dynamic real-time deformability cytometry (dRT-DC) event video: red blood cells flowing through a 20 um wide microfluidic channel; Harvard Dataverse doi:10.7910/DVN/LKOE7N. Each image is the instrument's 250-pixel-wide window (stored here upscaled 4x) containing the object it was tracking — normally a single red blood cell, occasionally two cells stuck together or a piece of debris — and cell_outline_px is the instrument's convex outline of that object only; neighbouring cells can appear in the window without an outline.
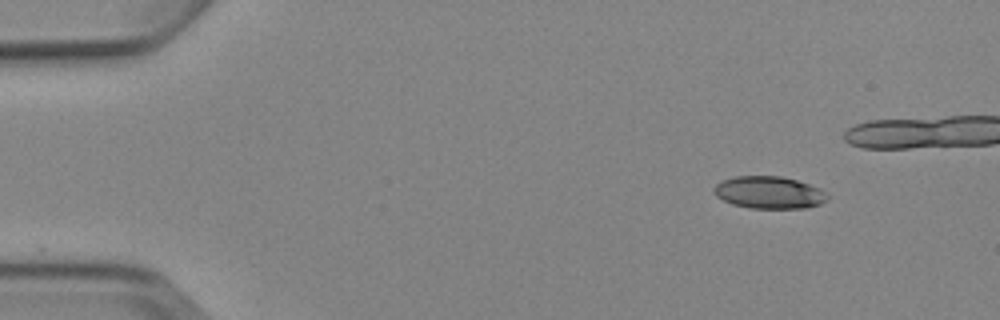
{"species": "Egyptian fruit bat (a non-hibernating species)", "species_latin": "Rousettus aegyptiacus", "temperature_condition": "cold", "stored_images_in_passage": 7, "camera_frame_rate_fps": 3000, "um_per_image_px": 0.085, "animal": {"sex": "female"}, "frame": {"image": 1, "passage_image": 1, "time_ms": 0.0, "image_size_px": [1000, 320], "cell_outline_px": [[828, 200], [820, 204], [808, 208], [752, 208], [732, 204], [716, 196], [712, 192], [712, 188], [716, 184], [732, 176], [780, 176], [796, 180], [820, 188], [828, 196]], "centroid_in_image_um": [65.36, 16.36], "position_along_channel_um": 19.6, "area_um2": 21.39}}
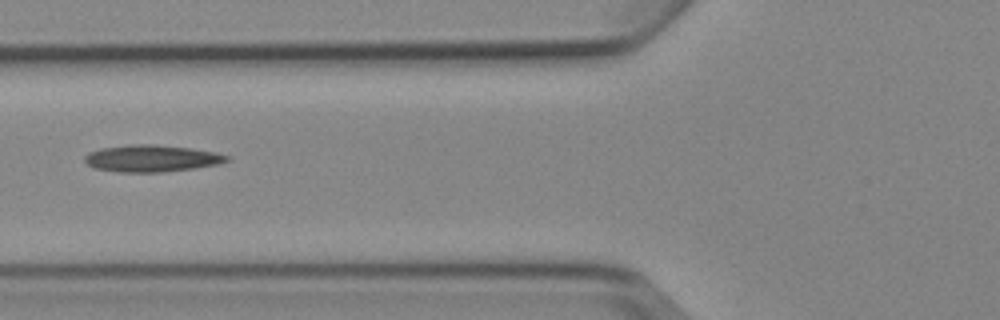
{"frame": {"image": 2, "passage_image": 7, "time_ms": 7.667, "image_size_px": [1000, 320], "cell_outline_px": [[228, 160], [220, 164], [192, 168], [160, 172], [120, 172], [96, 168], [88, 164], [84, 160], [84, 156], [88, 152], [100, 148], [132, 144], [152, 144], [188, 148], [216, 152], [228, 156]], "centroid_in_image_um": [12.85, 13.46], "position_along_channel_um": 112.9, "area_um2": 22.02}}